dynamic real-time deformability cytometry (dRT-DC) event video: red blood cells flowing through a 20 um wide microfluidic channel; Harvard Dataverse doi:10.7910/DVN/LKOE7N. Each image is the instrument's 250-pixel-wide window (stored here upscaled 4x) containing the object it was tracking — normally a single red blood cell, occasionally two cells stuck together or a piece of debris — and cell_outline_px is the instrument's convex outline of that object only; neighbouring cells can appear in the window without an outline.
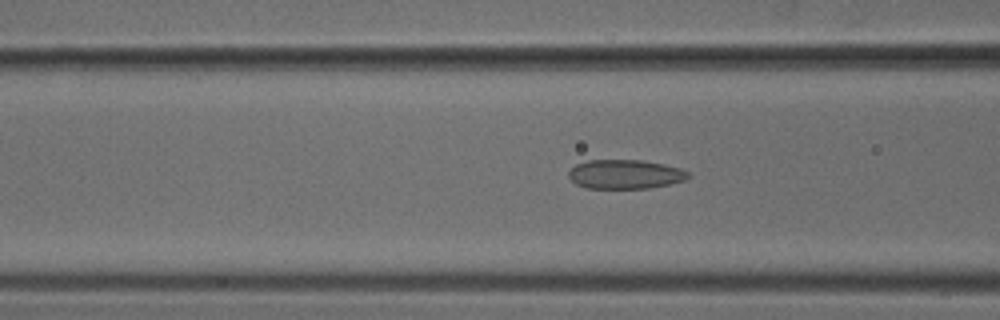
{"species": "common noctule bat (a hibernating species)", "species_latin": "Nyctalus noctula", "temperature_condition": "cold", "stored_images_in_passage": 42, "camera_frame_rate_fps": 3000, "um_per_image_px": 0.085, "animal": {"sex": "male", "body_mass_g": 18.8}, "frame": {"image": 1, "passage_image": 19, "time_ms": 6.0, "image_size_px": [1000, 320], "cell_outline_px": [[688, 176], [684, 180], [668, 184], [648, 188], [584, 188], [576, 184], [568, 176], [568, 172], [576, 164], [588, 160], [640, 160], [664, 164], [680, 168], [688, 172]], "centroid_in_image_um": [53.1, 14.81], "position_along_channel_um": 113.5, "area_um2": 20.17}}
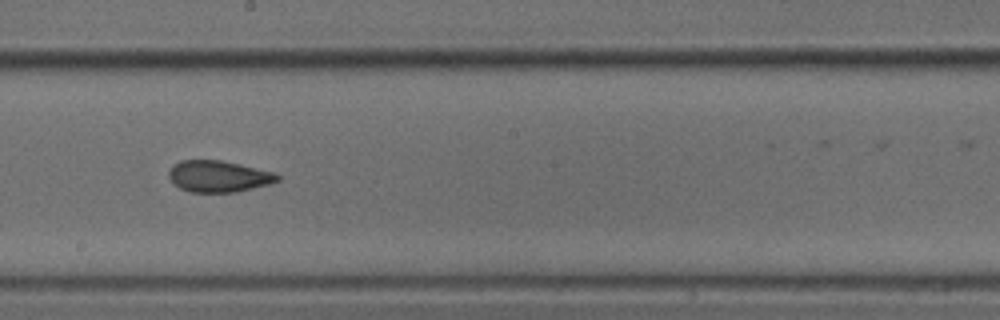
{"frame": {"image": 2, "passage_image": 28, "time_ms": 9.0, "image_size_px": [1000, 320], "cell_outline_px": [[280, 180], [268, 184], [236, 192], [188, 192], [180, 188], [168, 176], [168, 172], [172, 164], [180, 160], [220, 160], [240, 164], [272, 172], [280, 176]], "centroid_in_image_um": [18.54, 14.98], "position_along_channel_um": 229.7, "area_um2": 19.83}}
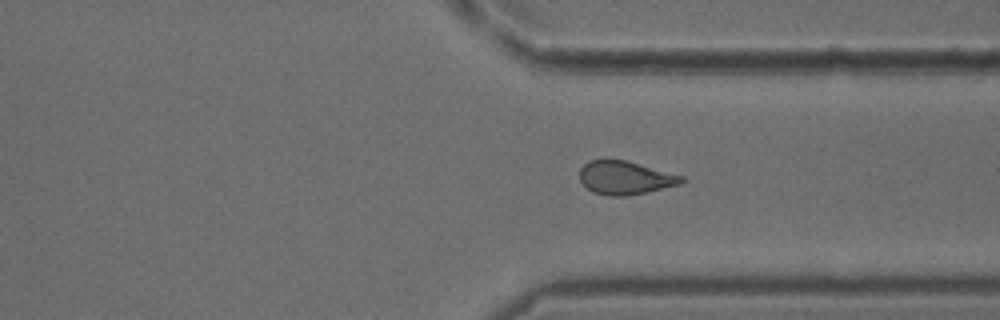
{"frame": {"image": 3, "passage_image": 38, "time_ms": 12.333, "image_size_px": [1000, 320], "cell_outline_px": [[684, 180], [680, 184], [644, 192], [624, 196], [608, 196], [592, 192], [580, 180], [580, 168], [588, 160], [628, 160], [684, 176]], "centroid_in_image_um": [53.12, 15.1], "position_along_channel_um": 358.3, "area_um2": 19.71}}